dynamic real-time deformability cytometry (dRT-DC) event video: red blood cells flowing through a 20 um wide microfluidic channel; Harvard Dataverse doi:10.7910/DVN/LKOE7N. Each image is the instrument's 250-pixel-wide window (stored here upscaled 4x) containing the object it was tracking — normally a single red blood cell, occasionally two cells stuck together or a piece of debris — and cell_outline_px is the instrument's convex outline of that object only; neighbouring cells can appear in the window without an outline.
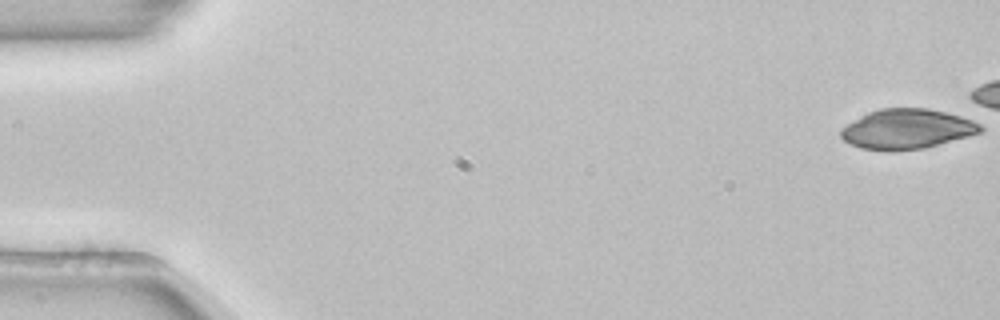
{"species": "common noctule bat (a hibernating species)", "species_latin": "Nyctalus noctula", "temperature_condition": "room temperature", "stored_images_in_passage": 44, "camera_frame_rate_fps": 3000, "um_per_image_px": 0.085, "animal": {"sex": "female", "body_mass_g": 22.7, "forearm_length_mm": 54.2}, "frame": {"image": 1, "passage_image": 1, "time_ms": 0.0, "image_size_px": [1000, 320], "cell_outline_px": [[984, 132], [924, 148], [892, 152], [888, 152], [860, 148], [848, 144], [840, 136], [840, 128], [868, 112], [880, 108], [928, 108], [960, 116], [972, 120], [980, 124], [984, 128]], "centroid_in_image_um": [77.07, 10.98], "position_along_channel_um": 7.9, "area_um2": 32.77}}